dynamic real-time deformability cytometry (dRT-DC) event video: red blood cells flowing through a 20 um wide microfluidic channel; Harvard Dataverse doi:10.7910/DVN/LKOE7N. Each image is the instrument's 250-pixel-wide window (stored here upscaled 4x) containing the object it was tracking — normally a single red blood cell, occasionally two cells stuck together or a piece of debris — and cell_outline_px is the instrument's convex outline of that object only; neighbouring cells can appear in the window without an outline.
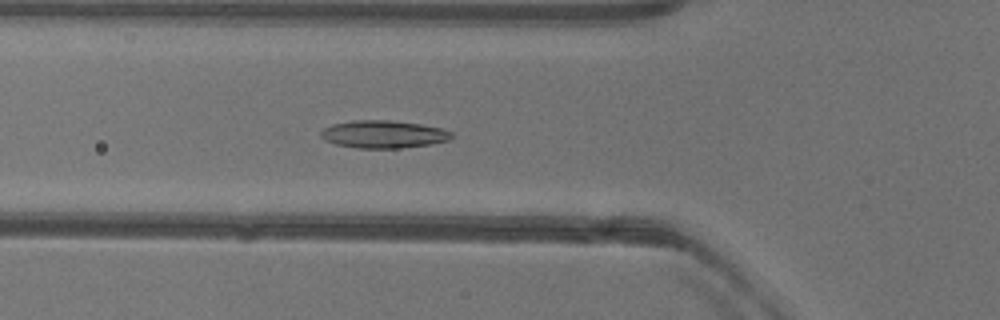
{"species": "common noctule bat (a hibernating species)", "species_latin": "Nyctalus noctula", "temperature_condition": "warm", "stored_images_in_passage": 51, "camera_frame_rate_fps": 3000, "um_per_image_px": 0.085, "animal": {"sex": "female"}, "frame": {"image": 1, "passage_image": 18, "time_ms": 5.667, "image_size_px": [1000, 320], "cell_outline_px": [[452, 136], [448, 140], [432, 144], [400, 148], [356, 148], [336, 144], [324, 140], [320, 136], [320, 132], [324, 128], [332, 124], [352, 120], [388, 120], [420, 124], [444, 128], [452, 132]], "centroid_in_image_um": [32.59, 11.41], "position_along_channel_um": 93.2, "area_um2": 21.15}}
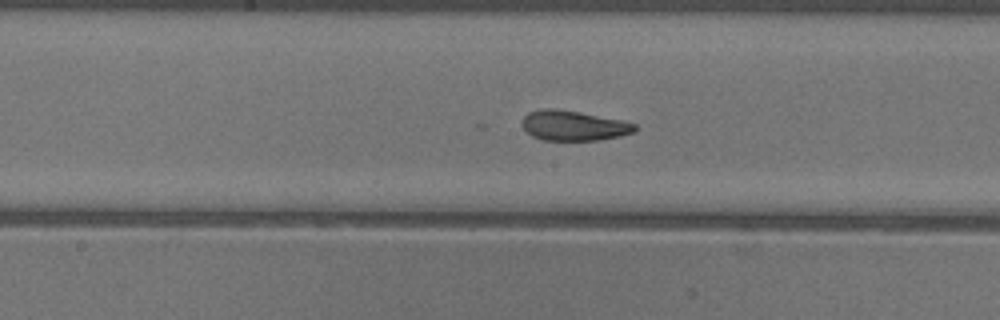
{"frame": {"image": 2, "passage_image": 26, "time_ms": 8.333, "image_size_px": [1000, 320], "cell_outline_px": [[636, 128], [632, 132], [620, 136], [600, 140], [540, 140], [532, 136], [520, 124], [524, 116], [528, 112], [544, 108], [552, 108], [580, 112], [624, 120], [636, 124]], "centroid_in_image_um": [48.73, 10.67], "position_along_channel_um": 199.5, "area_um2": 19.83}}
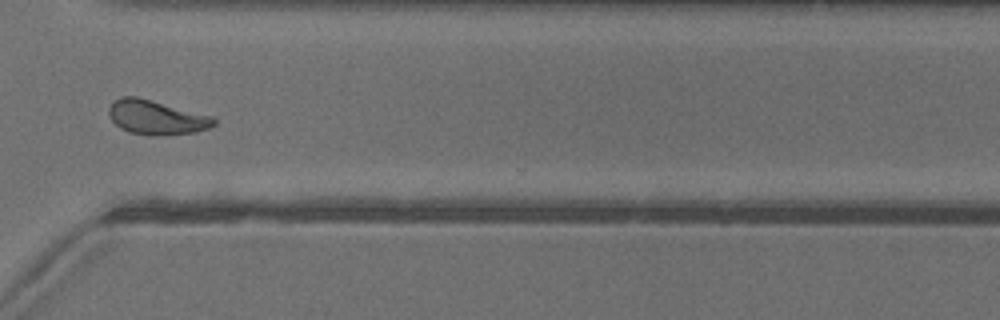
{"frame": {"image": 3, "passage_image": 38, "time_ms": 12.333, "image_size_px": [1000, 320], "cell_outline_px": [[216, 124], [208, 128], [196, 132], [156, 136], [152, 136], [132, 132], [120, 128], [112, 120], [108, 112], [108, 108], [116, 100], [124, 96], [136, 96], [212, 116], [216, 120]], "centroid_in_image_um": [13.3, 9.99], "position_along_channel_um": 357.3, "area_um2": 20.75}, "authors_computed_cell_mechanics": {"area_um2": 20.3456, "velocity_mm_per_s": 3.9666, "shape_relaxation_time_tau1_ms": 2.7074, "shape_relaxation_time_tau2_ms": 1.4798, "deformation_change_tau1": 0.1554, "deformation_change_tau2": 0.0763}}